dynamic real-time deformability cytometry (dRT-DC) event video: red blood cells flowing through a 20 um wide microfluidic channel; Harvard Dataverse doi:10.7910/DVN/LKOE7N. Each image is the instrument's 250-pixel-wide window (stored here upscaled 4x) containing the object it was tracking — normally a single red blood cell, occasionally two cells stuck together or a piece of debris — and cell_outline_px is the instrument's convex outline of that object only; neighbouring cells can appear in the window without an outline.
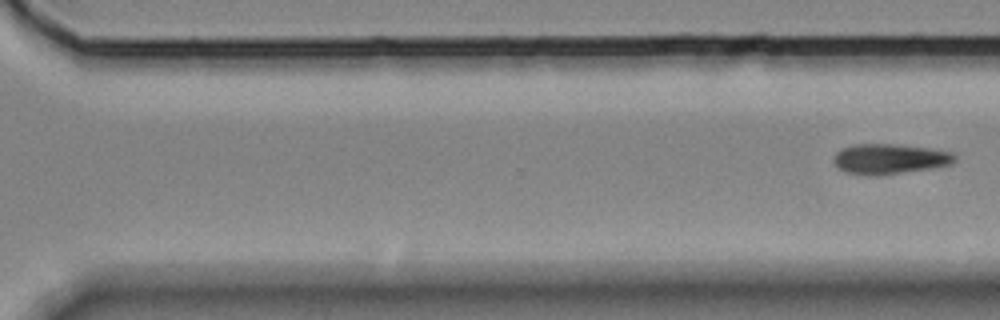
{"species": "Egyptian fruit bat (a non-hibernating species)", "species_latin": "Rousettus aegyptiacus", "temperature_condition": "room temperature", "stored_images_in_passage": 13, "segment_of_instrument_passage": [2, 2], "camera_frame_rate_fps": 3000, "um_per_image_px": 0.085, "animal": {"sex": "female"}, "frame": {"image": 1, "passage_image": 13, "time_ms": 15.333, "image_size_px": [1000, 320], "cell_outline_px": [[956, 160], [952, 164], [932, 168], [880, 176], [872, 176], [844, 172], [832, 160], [836, 152], [840, 148], [856, 144], [896, 144], [928, 148], [952, 152], [956, 156]], "centroid_in_image_um": [75.61, 13.51], "position_along_channel_um": 295.0, "area_um2": 21.5}}